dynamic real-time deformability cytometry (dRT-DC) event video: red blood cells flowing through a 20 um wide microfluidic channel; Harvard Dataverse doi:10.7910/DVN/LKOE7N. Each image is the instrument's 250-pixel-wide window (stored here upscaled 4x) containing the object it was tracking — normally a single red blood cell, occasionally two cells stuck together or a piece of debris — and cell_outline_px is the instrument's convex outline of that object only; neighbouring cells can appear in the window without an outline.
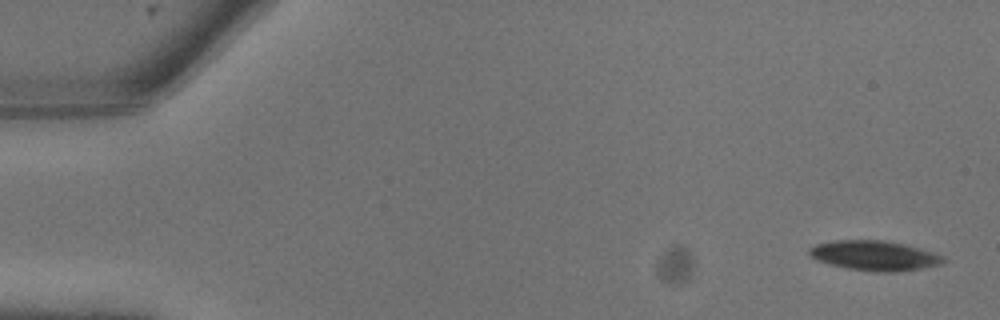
{"species": "common noctule bat (a hibernating species)", "species_latin": "Nyctalus noctula", "temperature_condition": "warm", "stored_images_in_passage": 8, "camera_frame_rate_fps": 3000, "um_per_image_px": 0.085, "animal": {"sex": "male", "body_mass_g": 13.3}, "frame": {"image": 1, "passage_image": 1, "time_ms": 0.0, "image_size_px": [1000, 320], "cell_outline_px": [[948, 260], [940, 264], [920, 268], [896, 272], [876, 272], [848, 268], [832, 264], [820, 260], [812, 256], [808, 252], [808, 248], [816, 244], [836, 240], [880, 240], [904, 244], [920, 248], [944, 256]], "centroid_in_image_um": [74.37, 21.72], "position_along_channel_um": 10.6, "area_um2": 23.0}}
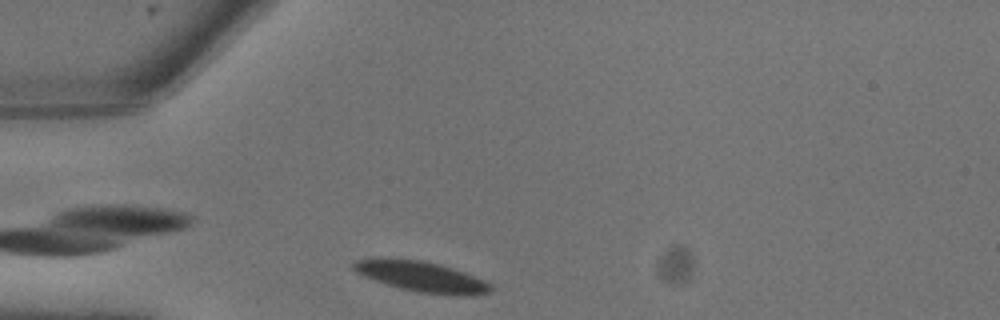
{"frame": {"image": 2, "passage_image": 8, "time_ms": 2.333, "image_size_px": [1000, 320], "cell_outline_px": [[492, 288], [488, 292], [472, 296], [460, 296], [420, 292], [400, 288], [364, 276], [356, 272], [352, 268], [352, 264], [356, 260], [424, 260], [452, 268], [464, 272], [484, 280], [492, 284]], "centroid_in_image_um": [35.92, 23.54], "position_along_channel_um": 49.1, "area_um2": 23.58}}